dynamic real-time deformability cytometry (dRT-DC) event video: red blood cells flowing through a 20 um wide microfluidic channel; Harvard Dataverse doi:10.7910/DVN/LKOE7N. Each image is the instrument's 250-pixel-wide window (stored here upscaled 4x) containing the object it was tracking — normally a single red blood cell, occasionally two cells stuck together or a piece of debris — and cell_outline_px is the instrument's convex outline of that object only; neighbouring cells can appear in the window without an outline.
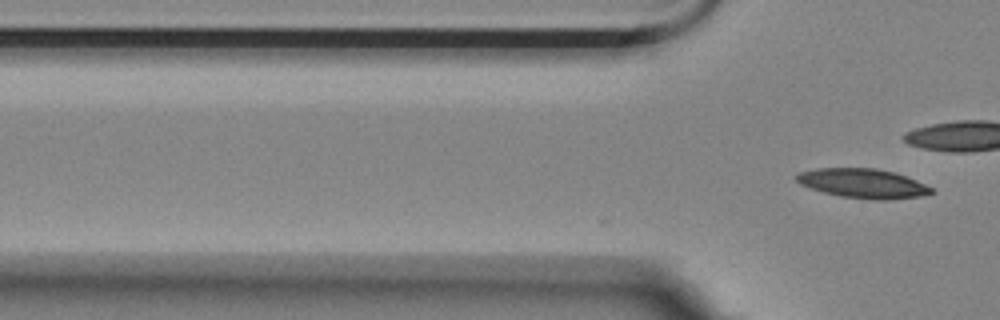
{"species": "Egyptian fruit bat (a non-hibernating species)", "species_latin": "Rousettus aegyptiacus", "temperature_condition": "room temperature", "stored_images_in_passage": 8, "camera_frame_rate_fps": 3000, "um_per_image_px": 0.085, "animal": {"sex": "female"}, "frame": {"image": 1, "passage_image": 8, "time_ms": 2.333, "image_size_px": [1000, 320], "cell_outline_px": [[936, 192], [924, 196], [884, 200], [872, 200], [840, 196], [824, 192], [800, 184], [796, 180], [796, 176], [800, 172], [816, 168], [876, 168], [896, 172], [916, 180], [932, 188]], "centroid_in_image_um": [73.4, 15.59], "position_along_channel_um": 52.4, "area_um2": 23.18}}